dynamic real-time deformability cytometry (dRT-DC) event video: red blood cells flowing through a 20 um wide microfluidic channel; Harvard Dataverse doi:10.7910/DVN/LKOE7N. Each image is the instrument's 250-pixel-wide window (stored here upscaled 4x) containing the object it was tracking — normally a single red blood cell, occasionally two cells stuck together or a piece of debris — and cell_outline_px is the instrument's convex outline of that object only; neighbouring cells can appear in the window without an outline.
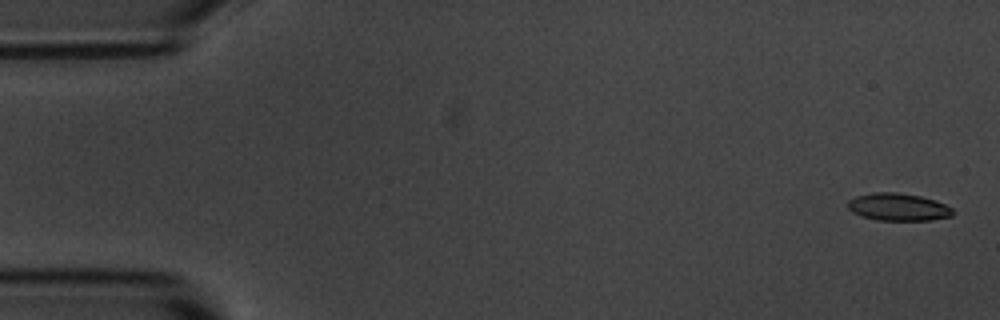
{"species": "common noctule bat (a hibernating species)", "species_latin": "Nyctalus noctula", "temperature_condition": "room temperature", "stored_images_in_passage": 6, "camera_frame_rate_fps": 3000, "um_per_image_px": 0.085, "animal": {"sex": "male", "body_mass_g": 20.1, "forearm_length_mm": 53.5}, "frame": {"image": 1, "passage_image": 1, "time_ms": 0.0, "image_size_px": [1000, 320], "cell_outline_px": [[956, 212], [952, 216], [932, 220], [876, 220], [852, 212], [848, 208], [848, 200], [856, 196], [876, 192], [896, 192], [920, 196], [936, 200], [952, 208]], "centroid_in_image_um": [76.38, 17.59], "position_along_channel_um": 8.6, "area_um2": 16.82}}
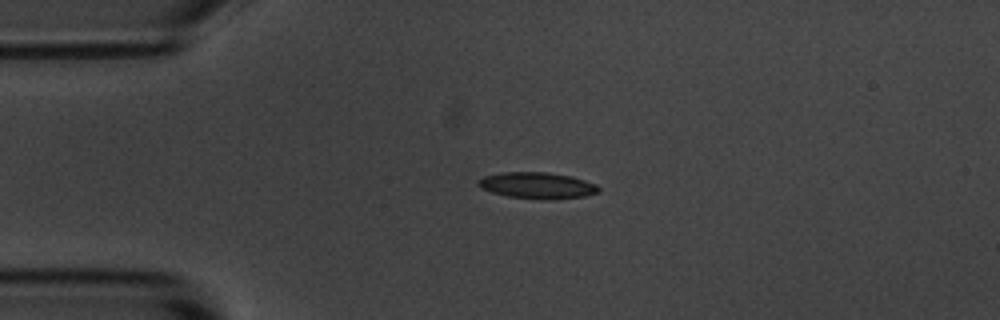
{"frame": {"image": 2, "passage_image": 4, "time_ms": 3.667, "image_size_px": [1000, 320], "cell_outline_px": [[600, 192], [584, 196], [544, 200], [508, 196], [492, 192], [480, 188], [476, 184], [484, 176], [504, 172], [544, 172], [572, 176], [596, 184], [600, 188]], "centroid_in_image_um": [45.68, 15.76], "position_along_channel_um": 39.3, "area_um2": 18.38}}